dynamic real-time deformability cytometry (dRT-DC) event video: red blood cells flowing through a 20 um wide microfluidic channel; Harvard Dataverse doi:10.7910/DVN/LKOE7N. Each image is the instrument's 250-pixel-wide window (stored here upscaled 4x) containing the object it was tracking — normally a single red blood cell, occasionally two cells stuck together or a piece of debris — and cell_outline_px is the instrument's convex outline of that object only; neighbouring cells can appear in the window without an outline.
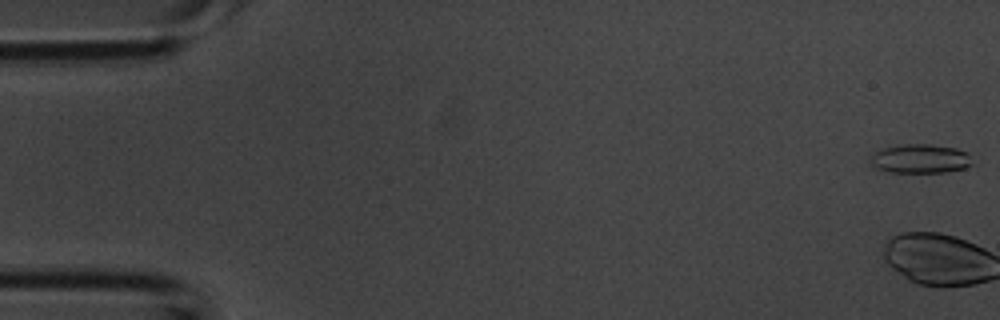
{"species": "common noctule bat (a hibernating species)", "species_latin": "Nyctalus noctula", "temperature_condition": "room temperature", "stored_images_in_passage": 42, "camera_frame_rate_fps": 3000, "um_per_image_px": 0.085, "animal": {"sex": "male", "body_mass_g": 20.1, "forearm_length_mm": 53.5}, "frame": {"image": 1, "passage_image": 1, "time_ms": 0.0, "image_size_px": [1000, 320], "cell_outline_px": [[972, 164], [964, 168], [944, 172], [892, 172], [876, 168], [868, 164], [868, 160], [872, 152], [880, 148], [900, 144], [928, 144], [956, 148], [968, 152]], "centroid_in_image_um": [78.14, 13.48], "position_along_channel_um": 6.9, "area_um2": 17.51}}